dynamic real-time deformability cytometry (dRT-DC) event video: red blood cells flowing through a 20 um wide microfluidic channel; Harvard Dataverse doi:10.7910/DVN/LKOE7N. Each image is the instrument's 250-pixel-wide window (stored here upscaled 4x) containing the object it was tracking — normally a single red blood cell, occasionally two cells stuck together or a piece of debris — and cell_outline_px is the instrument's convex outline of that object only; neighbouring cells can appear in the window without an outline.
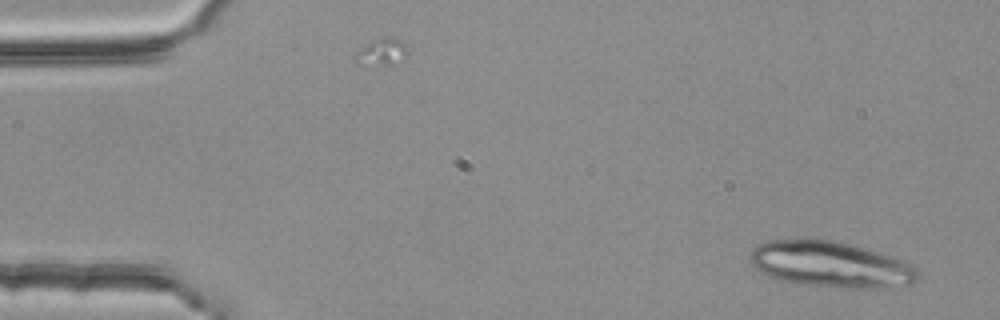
{"species": "common noctule bat (a hibernating species)", "species_latin": "Nyctalus noctula", "temperature_condition": "room temperature", "stored_images_in_passage": 5, "camera_frame_rate_fps": 3000, "um_per_image_px": 0.085, "animal": {"sex": "female", "body_mass_g": 25.1}, "frame": {"image": 1, "passage_image": 1, "time_ms": 0.0, "image_size_px": [1000, 320], "cell_outline_px": [[920, 280], [912, 284], [868, 288], [848, 288], [800, 284], [768, 276], [756, 268], [748, 260], [748, 256], [752, 248], [768, 240], [812, 236], [832, 240], [848, 244], [876, 252], [900, 260], [908, 264], [920, 276]], "centroid_in_image_um": [70.49, 22.44], "position_along_channel_um": 14.5, "area_um2": 44.97}}